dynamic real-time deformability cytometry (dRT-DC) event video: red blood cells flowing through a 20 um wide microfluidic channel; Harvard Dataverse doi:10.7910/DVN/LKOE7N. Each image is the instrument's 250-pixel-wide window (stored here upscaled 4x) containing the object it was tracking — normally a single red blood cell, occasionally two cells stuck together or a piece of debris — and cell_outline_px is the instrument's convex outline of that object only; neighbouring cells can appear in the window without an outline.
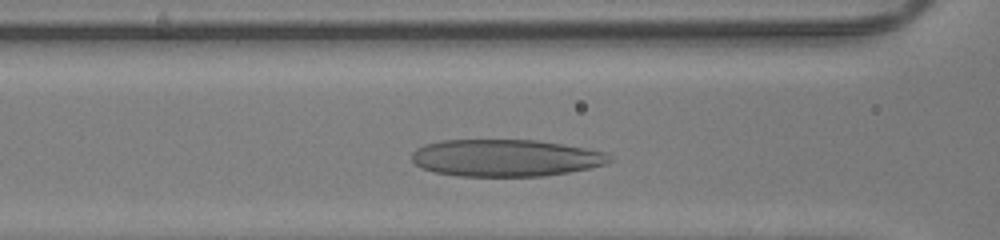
{"species": "human", "species_latin": "Homo sapiens", "temperature_condition": "room temperature", "stored_images_in_passage": 28, "camera_frame_rate_fps": 3000, "um_per_image_px": 0.085, "donor": {"sex": "male"}, "frame": {"image": 1, "passage_image": 8, "time_ms": 2.333, "image_size_px": [1000, 240], "cell_outline_px": [[612, 160], [604, 164], [592, 168], [544, 176], [456, 176], [432, 172], [420, 168], [412, 160], [412, 152], [416, 148], [424, 144], [444, 140], [536, 140], [584, 148], [604, 152]], "centroid_in_image_um": [42.91, 13.43], "position_along_channel_um": 123.7, "area_um2": 42.71}}
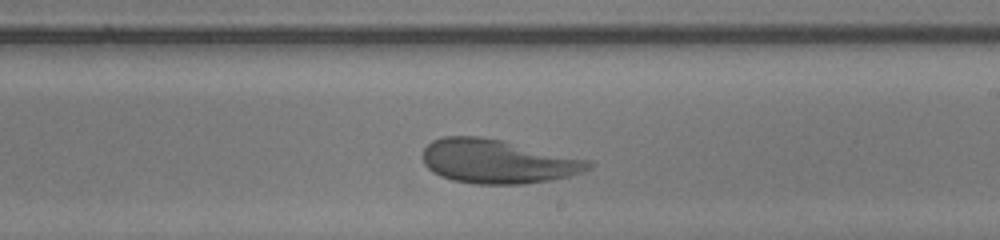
{"frame": {"image": 2, "passage_image": 17, "time_ms": 5.333, "image_size_px": [1000, 240], "cell_outline_px": [[596, 164], [592, 168], [584, 172], [568, 176], [548, 180], [524, 184], [476, 184], [452, 180], [440, 176], [432, 172], [424, 164], [424, 148], [432, 140], [444, 136], [480, 136], [504, 140], [592, 160]], "centroid_in_image_um": [42.35, 13.71], "position_along_channel_um": 246.7, "area_um2": 42.95}}
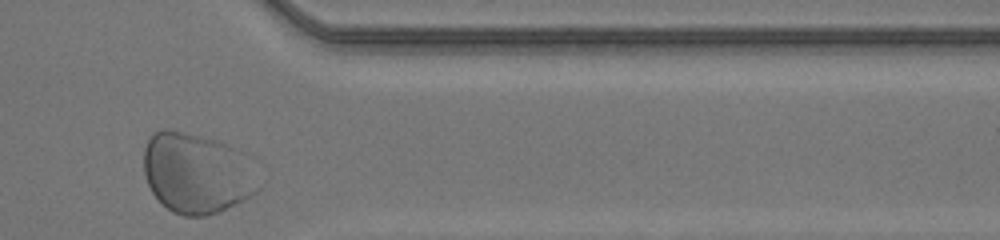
{"frame": {"image": 3, "passage_image": 28, "time_ms": 9.0, "image_size_px": [1000, 240], "cell_outline_px": [[260, 188], [256, 192], [216, 212], [204, 216], [184, 216], [172, 212], [152, 192], [148, 184], [144, 172], [144, 148], [152, 132], [160, 128], [168, 128], [200, 136], [228, 144], [244, 152]], "centroid_in_image_um": [16.67, 14.68], "position_along_channel_um": 394.7, "area_um2": 53.35}, "authors_computed_cell_mechanics": {"area_um2": 42.8298, "velocity_mm_per_s": 4.124, "shape_relaxation_time_tau1_ms": 5.522, "shape_relaxation_time_tau2_ms": null, "deformation_change_tau1": 0.2225, "deformation_change_tau2": null}}